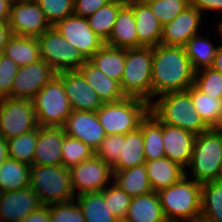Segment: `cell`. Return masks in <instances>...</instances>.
<instances>
[{"label":"cell","mask_w":222,"mask_h":222,"mask_svg":"<svg viewBox=\"0 0 222 222\" xmlns=\"http://www.w3.org/2000/svg\"><path fill=\"white\" fill-rule=\"evenodd\" d=\"M192 36L184 45L195 72L212 66L218 46L214 47L211 40L199 36Z\"/></svg>","instance_id":"836d02e7"},{"label":"cell","mask_w":222,"mask_h":222,"mask_svg":"<svg viewBox=\"0 0 222 222\" xmlns=\"http://www.w3.org/2000/svg\"><path fill=\"white\" fill-rule=\"evenodd\" d=\"M64 90L72 111H97L103 104L78 70L62 71Z\"/></svg>","instance_id":"2e32d148"},{"label":"cell","mask_w":222,"mask_h":222,"mask_svg":"<svg viewBox=\"0 0 222 222\" xmlns=\"http://www.w3.org/2000/svg\"><path fill=\"white\" fill-rule=\"evenodd\" d=\"M57 74L43 59L19 67L11 89L12 98L32 100Z\"/></svg>","instance_id":"5bb4252c"},{"label":"cell","mask_w":222,"mask_h":222,"mask_svg":"<svg viewBox=\"0 0 222 222\" xmlns=\"http://www.w3.org/2000/svg\"><path fill=\"white\" fill-rule=\"evenodd\" d=\"M63 128L66 135L79 139L94 151L107 136L96 111H72Z\"/></svg>","instance_id":"9a60e30c"},{"label":"cell","mask_w":222,"mask_h":222,"mask_svg":"<svg viewBox=\"0 0 222 222\" xmlns=\"http://www.w3.org/2000/svg\"><path fill=\"white\" fill-rule=\"evenodd\" d=\"M210 129L222 135V110L217 116V119L215 120V122L210 127Z\"/></svg>","instance_id":"db71d44e"},{"label":"cell","mask_w":222,"mask_h":222,"mask_svg":"<svg viewBox=\"0 0 222 222\" xmlns=\"http://www.w3.org/2000/svg\"><path fill=\"white\" fill-rule=\"evenodd\" d=\"M218 180L222 182V168H221V173H220Z\"/></svg>","instance_id":"680465c9"},{"label":"cell","mask_w":222,"mask_h":222,"mask_svg":"<svg viewBox=\"0 0 222 222\" xmlns=\"http://www.w3.org/2000/svg\"><path fill=\"white\" fill-rule=\"evenodd\" d=\"M211 67L222 73V44H220L217 48L215 58Z\"/></svg>","instance_id":"f5cc1de1"},{"label":"cell","mask_w":222,"mask_h":222,"mask_svg":"<svg viewBox=\"0 0 222 222\" xmlns=\"http://www.w3.org/2000/svg\"><path fill=\"white\" fill-rule=\"evenodd\" d=\"M40 55L56 73L78 70L86 61L82 54L69 43L54 26L37 37Z\"/></svg>","instance_id":"9c48e42d"},{"label":"cell","mask_w":222,"mask_h":222,"mask_svg":"<svg viewBox=\"0 0 222 222\" xmlns=\"http://www.w3.org/2000/svg\"><path fill=\"white\" fill-rule=\"evenodd\" d=\"M153 47L125 49L124 73L120 82L126 97L152 102Z\"/></svg>","instance_id":"5b68a950"},{"label":"cell","mask_w":222,"mask_h":222,"mask_svg":"<svg viewBox=\"0 0 222 222\" xmlns=\"http://www.w3.org/2000/svg\"><path fill=\"white\" fill-rule=\"evenodd\" d=\"M195 71L184 46L153 47L152 100L160 95L185 91L194 85Z\"/></svg>","instance_id":"6da1fadb"},{"label":"cell","mask_w":222,"mask_h":222,"mask_svg":"<svg viewBox=\"0 0 222 222\" xmlns=\"http://www.w3.org/2000/svg\"><path fill=\"white\" fill-rule=\"evenodd\" d=\"M192 97L196 112L211 127L222 110V98H213L199 91L194 85L187 89Z\"/></svg>","instance_id":"8d00e7d4"},{"label":"cell","mask_w":222,"mask_h":222,"mask_svg":"<svg viewBox=\"0 0 222 222\" xmlns=\"http://www.w3.org/2000/svg\"><path fill=\"white\" fill-rule=\"evenodd\" d=\"M69 173L74 195L76 189L78 195L102 191L113 179L112 167L96 154L69 168Z\"/></svg>","instance_id":"8fae6325"},{"label":"cell","mask_w":222,"mask_h":222,"mask_svg":"<svg viewBox=\"0 0 222 222\" xmlns=\"http://www.w3.org/2000/svg\"><path fill=\"white\" fill-rule=\"evenodd\" d=\"M201 186L185 174L179 182L157 192L168 222H191L200 216Z\"/></svg>","instance_id":"3957f363"},{"label":"cell","mask_w":222,"mask_h":222,"mask_svg":"<svg viewBox=\"0 0 222 222\" xmlns=\"http://www.w3.org/2000/svg\"><path fill=\"white\" fill-rule=\"evenodd\" d=\"M13 0H0V22H8Z\"/></svg>","instance_id":"f907efd6"},{"label":"cell","mask_w":222,"mask_h":222,"mask_svg":"<svg viewBox=\"0 0 222 222\" xmlns=\"http://www.w3.org/2000/svg\"><path fill=\"white\" fill-rule=\"evenodd\" d=\"M133 9L137 30V48L155 47L161 43L162 25L145 1L127 0Z\"/></svg>","instance_id":"ffe728a7"},{"label":"cell","mask_w":222,"mask_h":222,"mask_svg":"<svg viewBox=\"0 0 222 222\" xmlns=\"http://www.w3.org/2000/svg\"><path fill=\"white\" fill-rule=\"evenodd\" d=\"M112 185V186H111ZM108 185L101 192L103 193L105 202L108 203L111 213L120 220L126 217L132 197L127 195L115 183Z\"/></svg>","instance_id":"b9f144b4"},{"label":"cell","mask_w":222,"mask_h":222,"mask_svg":"<svg viewBox=\"0 0 222 222\" xmlns=\"http://www.w3.org/2000/svg\"><path fill=\"white\" fill-rule=\"evenodd\" d=\"M126 1L127 0H111L99 8L94 14L87 17L92 31L105 43L110 38L119 9Z\"/></svg>","instance_id":"d6a6232c"},{"label":"cell","mask_w":222,"mask_h":222,"mask_svg":"<svg viewBox=\"0 0 222 222\" xmlns=\"http://www.w3.org/2000/svg\"><path fill=\"white\" fill-rule=\"evenodd\" d=\"M38 140V127L17 137H13L8 142L9 157L20 162L33 164L36 143Z\"/></svg>","instance_id":"d590c367"},{"label":"cell","mask_w":222,"mask_h":222,"mask_svg":"<svg viewBox=\"0 0 222 222\" xmlns=\"http://www.w3.org/2000/svg\"><path fill=\"white\" fill-rule=\"evenodd\" d=\"M200 216L212 221L222 222V182L219 180L202 183Z\"/></svg>","instance_id":"e575fe53"},{"label":"cell","mask_w":222,"mask_h":222,"mask_svg":"<svg viewBox=\"0 0 222 222\" xmlns=\"http://www.w3.org/2000/svg\"><path fill=\"white\" fill-rule=\"evenodd\" d=\"M78 71L103 103L116 102L126 97L120 83L106 76L90 60H86Z\"/></svg>","instance_id":"7402d4cb"},{"label":"cell","mask_w":222,"mask_h":222,"mask_svg":"<svg viewBox=\"0 0 222 222\" xmlns=\"http://www.w3.org/2000/svg\"><path fill=\"white\" fill-rule=\"evenodd\" d=\"M41 206L39 198L30 186L2 192L0 195V221L21 222Z\"/></svg>","instance_id":"e0dca14e"},{"label":"cell","mask_w":222,"mask_h":222,"mask_svg":"<svg viewBox=\"0 0 222 222\" xmlns=\"http://www.w3.org/2000/svg\"><path fill=\"white\" fill-rule=\"evenodd\" d=\"M196 135L163 123V145L165 157L178 163L184 169L188 166Z\"/></svg>","instance_id":"44dd1931"},{"label":"cell","mask_w":222,"mask_h":222,"mask_svg":"<svg viewBox=\"0 0 222 222\" xmlns=\"http://www.w3.org/2000/svg\"><path fill=\"white\" fill-rule=\"evenodd\" d=\"M189 5L201 13L204 11H222V0H189Z\"/></svg>","instance_id":"7dc6e473"},{"label":"cell","mask_w":222,"mask_h":222,"mask_svg":"<svg viewBox=\"0 0 222 222\" xmlns=\"http://www.w3.org/2000/svg\"><path fill=\"white\" fill-rule=\"evenodd\" d=\"M146 161L165 157L163 145V123L150 111L141 121Z\"/></svg>","instance_id":"83f0119b"},{"label":"cell","mask_w":222,"mask_h":222,"mask_svg":"<svg viewBox=\"0 0 222 222\" xmlns=\"http://www.w3.org/2000/svg\"><path fill=\"white\" fill-rule=\"evenodd\" d=\"M42 205L75 199L69 169L63 165H31L30 185Z\"/></svg>","instance_id":"8992f818"},{"label":"cell","mask_w":222,"mask_h":222,"mask_svg":"<svg viewBox=\"0 0 222 222\" xmlns=\"http://www.w3.org/2000/svg\"><path fill=\"white\" fill-rule=\"evenodd\" d=\"M9 26L13 35L39 37L52 26L35 0H13Z\"/></svg>","instance_id":"7c38bea8"},{"label":"cell","mask_w":222,"mask_h":222,"mask_svg":"<svg viewBox=\"0 0 222 222\" xmlns=\"http://www.w3.org/2000/svg\"><path fill=\"white\" fill-rule=\"evenodd\" d=\"M95 155V151L79 139L65 135L62 145V165L71 168Z\"/></svg>","instance_id":"74e56055"},{"label":"cell","mask_w":222,"mask_h":222,"mask_svg":"<svg viewBox=\"0 0 222 222\" xmlns=\"http://www.w3.org/2000/svg\"><path fill=\"white\" fill-rule=\"evenodd\" d=\"M51 26L74 14V0H35Z\"/></svg>","instance_id":"60d3db41"},{"label":"cell","mask_w":222,"mask_h":222,"mask_svg":"<svg viewBox=\"0 0 222 222\" xmlns=\"http://www.w3.org/2000/svg\"><path fill=\"white\" fill-rule=\"evenodd\" d=\"M19 66L10 58H0V98L11 97V89Z\"/></svg>","instance_id":"f6af8a7d"},{"label":"cell","mask_w":222,"mask_h":222,"mask_svg":"<svg viewBox=\"0 0 222 222\" xmlns=\"http://www.w3.org/2000/svg\"><path fill=\"white\" fill-rule=\"evenodd\" d=\"M218 29H219V32H218V33H220L221 38H222V21L219 22Z\"/></svg>","instance_id":"9f6ffc18"},{"label":"cell","mask_w":222,"mask_h":222,"mask_svg":"<svg viewBox=\"0 0 222 222\" xmlns=\"http://www.w3.org/2000/svg\"><path fill=\"white\" fill-rule=\"evenodd\" d=\"M194 86L213 98H222V73L212 67L195 72Z\"/></svg>","instance_id":"ab89813d"},{"label":"cell","mask_w":222,"mask_h":222,"mask_svg":"<svg viewBox=\"0 0 222 222\" xmlns=\"http://www.w3.org/2000/svg\"><path fill=\"white\" fill-rule=\"evenodd\" d=\"M89 60L110 79L121 82L124 73L125 49L104 44Z\"/></svg>","instance_id":"f546056e"},{"label":"cell","mask_w":222,"mask_h":222,"mask_svg":"<svg viewBox=\"0 0 222 222\" xmlns=\"http://www.w3.org/2000/svg\"><path fill=\"white\" fill-rule=\"evenodd\" d=\"M187 167L193 180L202 183L218 180L222 168V135L211 129L196 135Z\"/></svg>","instance_id":"52a82bcc"},{"label":"cell","mask_w":222,"mask_h":222,"mask_svg":"<svg viewBox=\"0 0 222 222\" xmlns=\"http://www.w3.org/2000/svg\"><path fill=\"white\" fill-rule=\"evenodd\" d=\"M146 162L142 130L138 129L121 135V153L112 166L113 171H120L142 165Z\"/></svg>","instance_id":"484cf974"},{"label":"cell","mask_w":222,"mask_h":222,"mask_svg":"<svg viewBox=\"0 0 222 222\" xmlns=\"http://www.w3.org/2000/svg\"><path fill=\"white\" fill-rule=\"evenodd\" d=\"M150 103V111L162 122L199 135L210 127L196 112L188 90L169 92Z\"/></svg>","instance_id":"7a4b0ae2"},{"label":"cell","mask_w":222,"mask_h":222,"mask_svg":"<svg viewBox=\"0 0 222 222\" xmlns=\"http://www.w3.org/2000/svg\"><path fill=\"white\" fill-rule=\"evenodd\" d=\"M105 44L122 49L137 48L136 21L133 9L127 2L120 7L110 38Z\"/></svg>","instance_id":"603a6c76"},{"label":"cell","mask_w":222,"mask_h":222,"mask_svg":"<svg viewBox=\"0 0 222 222\" xmlns=\"http://www.w3.org/2000/svg\"><path fill=\"white\" fill-rule=\"evenodd\" d=\"M30 169L31 165L9 157L0 165L1 191H15L29 187Z\"/></svg>","instance_id":"4dcf8cb0"},{"label":"cell","mask_w":222,"mask_h":222,"mask_svg":"<svg viewBox=\"0 0 222 222\" xmlns=\"http://www.w3.org/2000/svg\"><path fill=\"white\" fill-rule=\"evenodd\" d=\"M121 153V135H107L95 154L111 167L118 161Z\"/></svg>","instance_id":"ee69618b"},{"label":"cell","mask_w":222,"mask_h":222,"mask_svg":"<svg viewBox=\"0 0 222 222\" xmlns=\"http://www.w3.org/2000/svg\"><path fill=\"white\" fill-rule=\"evenodd\" d=\"M202 13L195 7L188 6L170 23L162 27L161 43L166 46H184L194 35L198 34Z\"/></svg>","instance_id":"ac0fdd59"},{"label":"cell","mask_w":222,"mask_h":222,"mask_svg":"<svg viewBox=\"0 0 222 222\" xmlns=\"http://www.w3.org/2000/svg\"><path fill=\"white\" fill-rule=\"evenodd\" d=\"M110 1L111 0H74V15L87 18Z\"/></svg>","instance_id":"bcb514c9"},{"label":"cell","mask_w":222,"mask_h":222,"mask_svg":"<svg viewBox=\"0 0 222 222\" xmlns=\"http://www.w3.org/2000/svg\"><path fill=\"white\" fill-rule=\"evenodd\" d=\"M54 27L86 60H89L105 44L92 31L85 17L73 14L59 21Z\"/></svg>","instance_id":"4fadbf2b"},{"label":"cell","mask_w":222,"mask_h":222,"mask_svg":"<svg viewBox=\"0 0 222 222\" xmlns=\"http://www.w3.org/2000/svg\"><path fill=\"white\" fill-rule=\"evenodd\" d=\"M77 197L76 202L86 222H117L118 219L111 213L101 191L85 193Z\"/></svg>","instance_id":"1f68e13d"},{"label":"cell","mask_w":222,"mask_h":222,"mask_svg":"<svg viewBox=\"0 0 222 222\" xmlns=\"http://www.w3.org/2000/svg\"><path fill=\"white\" fill-rule=\"evenodd\" d=\"M191 222H212V221H210V220H208V219H206V218H204L202 216H199V217H197L196 219H194Z\"/></svg>","instance_id":"11a10c76"},{"label":"cell","mask_w":222,"mask_h":222,"mask_svg":"<svg viewBox=\"0 0 222 222\" xmlns=\"http://www.w3.org/2000/svg\"><path fill=\"white\" fill-rule=\"evenodd\" d=\"M21 222H50V207L42 205Z\"/></svg>","instance_id":"c3c4849f"},{"label":"cell","mask_w":222,"mask_h":222,"mask_svg":"<svg viewBox=\"0 0 222 222\" xmlns=\"http://www.w3.org/2000/svg\"><path fill=\"white\" fill-rule=\"evenodd\" d=\"M154 16L162 26L170 23L189 5V0H146Z\"/></svg>","instance_id":"f35d334b"},{"label":"cell","mask_w":222,"mask_h":222,"mask_svg":"<svg viewBox=\"0 0 222 222\" xmlns=\"http://www.w3.org/2000/svg\"><path fill=\"white\" fill-rule=\"evenodd\" d=\"M49 207L50 222H86L82 210L75 199L68 202L50 204Z\"/></svg>","instance_id":"7bdbcfd3"},{"label":"cell","mask_w":222,"mask_h":222,"mask_svg":"<svg viewBox=\"0 0 222 222\" xmlns=\"http://www.w3.org/2000/svg\"><path fill=\"white\" fill-rule=\"evenodd\" d=\"M39 127L32 100L0 98V136L9 140Z\"/></svg>","instance_id":"30bf717a"},{"label":"cell","mask_w":222,"mask_h":222,"mask_svg":"<svg viewBox=\"0 0 222 222\" xmlns=\"http://www.w3.org/2000/svg\"><path fill=\"white\" fill-rule=\"evenodd\" d=\"M13 36L8 22H0V51L7 44L9 39Z\"/></svg>","instance_id":"681fc988"},{"label":"cell","mask_w":222,"mask_h":222,"mask_svg":"<svg viewBox=\"0 0 222 222\" xmlns=\"http://www.w3.org/2000/svg\"><path fill=\"white\" fill-rule=\"evenodd\" d=\"M125 219L130 222H168L155 191L133 197Z\"/></svg>","instance_id":"d4e9b609"},{"label":"cell","mask_w":222,"mask_h":222,"mask_svg":"<svg viewBox=\"0 0 222 222\" xmlns=\"http://www.w3.org/2000/svg\"><path fill=\"white\" fill-rule=\"evenodd\" d=\"M149 112L150 103L136 97L103 103L96 111L106 135H125L138 129Z\"/></svg>","instance_id":"277c9868"},{"label":"cell","mask_w":222,"mask_h":222,"mask_svg":"<svg viewBox=\"0 0 222 222\" xmlns=\"http://www.w3.org/2000/svg\"><path fill=\"white\" fill-rule=\"evenodd\" d=\"M112 180L132 198L153 191L148 179L145 163L130 169L113 171Z\"/></svg>","instance_id":"f1b7e54d"},{"label":"cell","mask_w":222,"mask_h":222,"mask_svg":"<svg viewBox=\"0 0 222 222\" xmlns=\"http://www.w3.org/2000/svg\"><path fill=\"white\" fill-rule=\"evenodd\" d=\"M145 166L151 188L155 192L179 182L187 173L182 166L167 157L146 161Z\"/></svg>","instance_id":"cb8c5ba5"},{"label":"cell","mask_w":222,"mask_h":222,"mask_svg":"<svg viewBox=\"0 0 222 222\" xmlns=\"http://www.w3.org/2000/svg\"><path fill=\"white\" fill-rule=\"evenodd\" d=\"M2 54L14 61L19 67L41 59L37 37L13 35L3 47Z\"/></svg>","instance_id":"4316f807"},{"label":"cell","mask_w":222,"mask_h":222,"mask_svg":"<svg viewBox=\"0 0 222 222\" xmlns=\"http://www.w3.org/2000/svg\"><path fill=\"white\" fill-rule=\"evenodd\" d=\"M32 102L39 126L63 127L72 112L58 73L33 97Z\"/></svg>","instance_id":"ba28073f"},{"label":"cell","mask_w":222,"mask_h":222,"mask_svg":"<svg viewBox=\"0 0 222 222\" xmlns=\"http://www.w3.org/2000/svg\"><path fill=\"white\" fill-rule=\"evenodd\" d=\"M63 127L39 126L32 165H62Z\"/></svg>","instance_id":"d6986e66"},{"label":"cell","mask_w":222,"mask_h":222,"mask_svg":"<svg viewBox=\"0 0 222 222\" xmlns=\"http://www.w3.org/2000/svg\"><path fill=\"white\" fill-rule=\"evenodd\" d=\"M9 158L8 142L0 136V165Z\"/></svg>","instance_id":"816d5d0a"},{"label":"cell","mask_w":222,"mask_h":222,"mask_svg":"<svg viewBox=\"0 0 222 222\" xmlns=\"http://www.w3.org/2000/svg\"><path fill=\"white\" fill-rule=\"evenodd\" d=\"M117 222H130V221L124 218V219L117 220Z\"/></svg>","instance_id":"6f0895ef"}]
</instances>
